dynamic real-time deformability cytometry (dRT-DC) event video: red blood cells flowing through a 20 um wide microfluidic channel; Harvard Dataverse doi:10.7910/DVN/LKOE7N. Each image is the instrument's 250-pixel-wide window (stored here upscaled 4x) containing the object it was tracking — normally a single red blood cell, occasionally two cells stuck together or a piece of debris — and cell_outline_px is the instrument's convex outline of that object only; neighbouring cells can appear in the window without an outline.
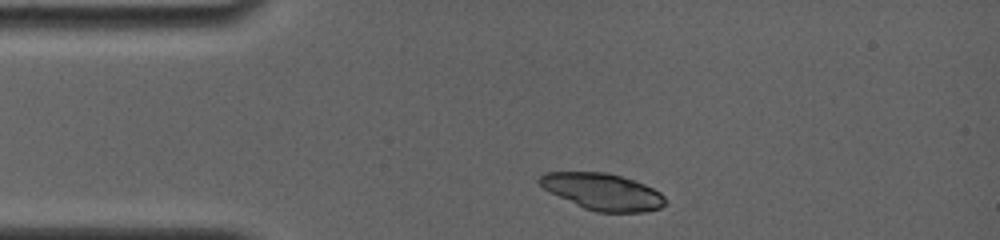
{"species": "common noctule bat (a hibernating species)", "species_latin": "Nyctalus noctula", "temperature_condition": "room temperature", "stored_images_in_passage": 2, "camera_frame_rate_fps": 4000, "um_per_image_px": 0.085, "animal": {"sex": "female", "body_mass_g": 19.0, "forearm_length_mm": 56.7}, "frame": {"image": 1, "passage_image": 1, "time_ms": 0.0, "image_size_px": [1000, 240], "cell_outline_px": [[668, 204], [660, 208], [644, 212], [596, 212], [584, 208], [548, 192], [536, 180], [544, 172], [604, 172], [620, 176], [644, 184], [660, 192], [668, 200]], "centroid_in_image_um": [51.22, 16.3], "position_along_channel_um": 33.8, "area_um2": 26.93}}